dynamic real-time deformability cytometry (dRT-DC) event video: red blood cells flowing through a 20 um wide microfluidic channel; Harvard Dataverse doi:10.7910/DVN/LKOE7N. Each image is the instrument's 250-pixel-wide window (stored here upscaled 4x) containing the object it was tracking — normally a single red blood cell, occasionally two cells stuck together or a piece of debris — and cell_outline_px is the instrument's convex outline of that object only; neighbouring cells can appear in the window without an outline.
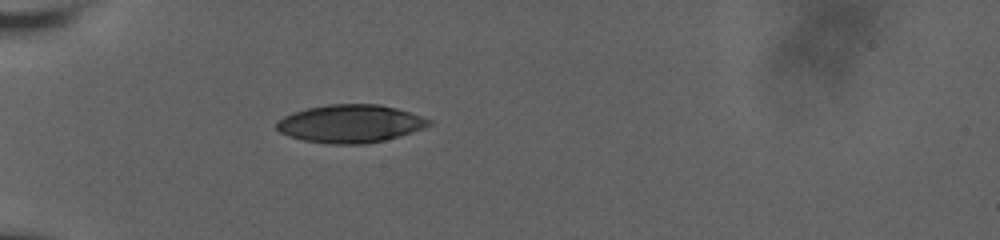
{"species": "human", "species_latin": "Homo sapiens", "temperature_condition": "room temperature", "stored_images_in_passage": 3, "camera_frame_rate_fps": 3000, "um_per_image_px": 0.085, "donor": {"sex": "male"}, "frame": {"image": 1, "passage_image": 1, "time_ms": 0.0, "image_size_px": [1000, 240], "cell_outline_px": [[432, 124], [412, 132], [384, 140], [364, 144], [328, 144], [304, 140], [288, 136], [280, 132], [276, 128], [276, 120], [292, 112], [308, 108], [328, 104], [380, 104], [396, 108], [432, 120]], "centroid_in_image_um": [29.74, 10.51], "position_along_channel_um": 55.3, "area_um2": 33.64}}
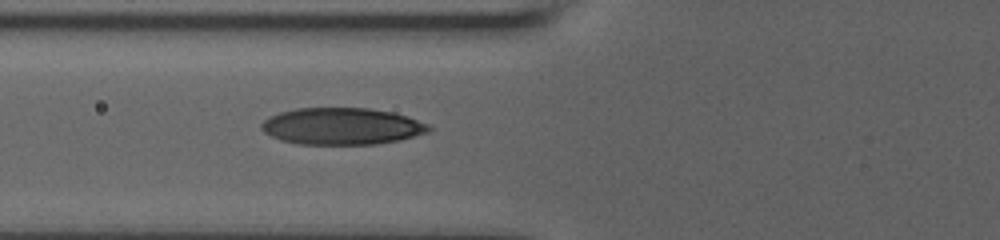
{"frame": {"image": 2, "passage_image": 3, "time_ms": 1.667, "image_size_px": [1000, 240], "cell_outline_px": [[432, 128], [428, 132], [400, 140], [376, 144], [300, 144], [280, 140], [264, 132], [260, 128], [260, 124], [268, 116], [280, 112], [296, 108], [368, 108], [392, 112], [408, 116], [428, 124]], "centroid_in_image_um": [29.04, 10.73], "position_along_channel_um": 96.8, "area_um2": 36.01}}